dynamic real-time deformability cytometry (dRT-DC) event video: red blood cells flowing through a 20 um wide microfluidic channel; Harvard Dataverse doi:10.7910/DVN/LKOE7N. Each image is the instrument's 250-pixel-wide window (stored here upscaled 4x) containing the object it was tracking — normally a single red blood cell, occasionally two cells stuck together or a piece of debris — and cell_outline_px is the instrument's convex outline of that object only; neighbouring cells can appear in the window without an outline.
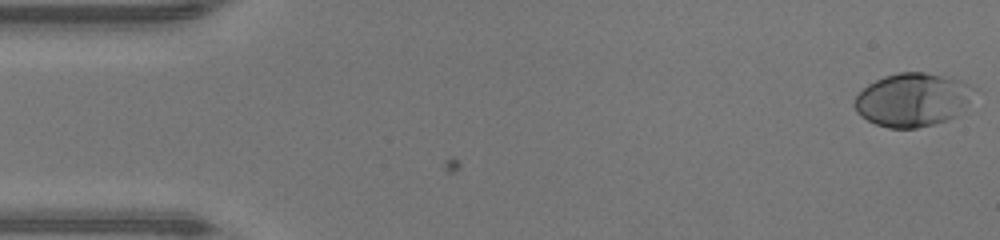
{"species": "human", "species_latin": "Homo sapiens", "temperature_condition": "warm", "stored_images_in_passage": 48, "camera_frame_rate_fps": 3000, "um_per_image_px": 0.085, "donor": {"sex": "male"}, "frame": {"image": 1, "passage_image": 1, "time_ms": 0.0, "image_size_px": [1000, 240], "cell_outline_px": [[976, 88], [956, 116], [948, 120], [916, 128], [888, 128], [876, 124], [860, 116], [856, 112], [856, 96], [868, 84], [884, 76], [900, 72], [924, 72], [960, 80]], "centroid_in_image_um": [77.54, 8.48], "position_along_channel_um": 7.5, "area_um2": 36.65}}
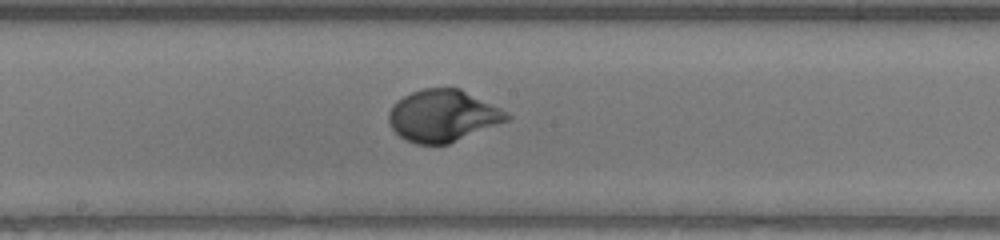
{"frame": {"image": 2, "passage_image": 25, "time_ms": 8.0, "image_size_px": [1000, 240], "cell_outline_px": [[512, 116], [508, 120], [448, 144], [416, 144], [400, 136], [392, 128], [388, 120], [388, 112], [392, 104], [404, 96], [412, 92], [424, 88], [460, 88], [500, 108]], "centroid_in_image_um": [37.62, 9.83], "position_along_channel_um": 210.6, "area_um2": 35.37}}
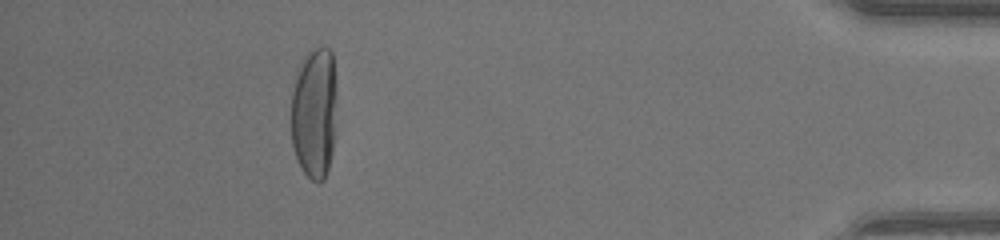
{"frame": {"image": 3, "passage_image": 43, "time_ms": 14.0, "image_size_px": [1000, 240], "cell_outline_px": [[336, 136], [328, 168], [324, 180], [312, 180], [304, 172], [296, 156], [292, 144], [292, 92], [296, 68], [304, 56], [308, 52], [316, 48], [328, 48], [332, 52], [336, 84]], "centroid_in_image_um": [26.74, 9.55], "position_along_channel_um": 408.5, "area_um2": 35.49}, "authors_computed_cell_mechanics": {"area_um2": 35.4892, "velocity_mm_per_s": 4.3309, "shape_relaxation_time_tau1_ms": 2.9897, "shape_relaxation_time_tau2_ms": null, "deformation_change_tau1": 0.2146, "deformation_change_tau2": null}}